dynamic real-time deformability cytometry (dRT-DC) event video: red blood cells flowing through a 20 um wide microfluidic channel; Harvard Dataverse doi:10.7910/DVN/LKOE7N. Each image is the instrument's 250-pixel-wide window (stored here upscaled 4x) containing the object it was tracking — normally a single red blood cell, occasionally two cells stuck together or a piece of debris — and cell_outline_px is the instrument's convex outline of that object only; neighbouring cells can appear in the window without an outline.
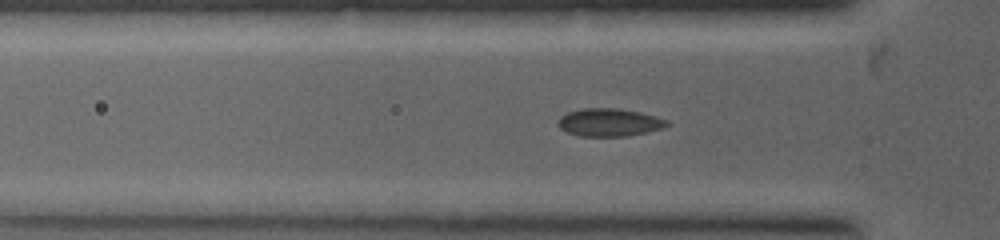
{"species": "common noctule bat (a hibernating species)", "species_latin": "Nyctalus noctula", "temperature_condition": "warm", "stored_images_in_passage": 3, "camera_frame_rate_fps": 5000, "um_per_image_px": 0.085, "animal": {"sex": "female", "body_mass_g": 19.0, "forearm_length_mm": 53.3}, "frame": {"image": 1, "passage_image": 2, "time_ms": 0.8, "image_size_px": [1000, 240], "cell_outline_px": [[668, 124], [660, 128], [648, 132], [628, 136], [580, 136], [568, 132], [560, 128], [556, 124], [560, 116], [568, 112], [580, 108], [620, 108], [640, 112], [656, 116], [668, 120]], "centroid_in_image_um": [51.76, 10.39], "position_along_channel_um": 74.0, "area_um2": 17.74}}